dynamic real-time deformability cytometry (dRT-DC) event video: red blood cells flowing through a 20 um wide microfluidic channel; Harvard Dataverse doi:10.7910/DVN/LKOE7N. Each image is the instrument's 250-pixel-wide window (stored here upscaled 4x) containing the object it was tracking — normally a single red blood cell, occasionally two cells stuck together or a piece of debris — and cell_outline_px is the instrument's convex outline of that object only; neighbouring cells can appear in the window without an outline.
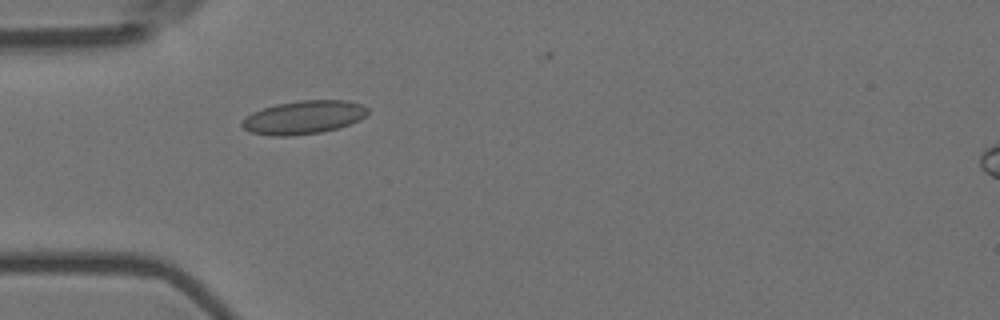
{"species": "Egyptian fruit bat (a non-hibernating species)", "species_latin": "Rousettus aegyptiacus", "temperature_condition": "room temperature", "stored_images_in_passage": 6, "camera_frame_rate_fps": 3000, "um_per_image_px": 0.085, "animal": {"sex": "female"}, "frame": {"image": 1, "passage_image": 5, "time_ms": 1.333, "image_size_px": [1000, 320], "cell_outline_px": [[368, 112], [360, 120], [336, 128], [320, 132], [288, 136], [272, 136], [248, 132], [240, 124], [240, 120], [252, 112], [276, 104], [300, 100], [348, 100], [360, 104], [368, 108]], "centroid_in_image_um": [25.76, 9.97], "position_along_channel_um": 59.2, "area_um2": 24.45}}